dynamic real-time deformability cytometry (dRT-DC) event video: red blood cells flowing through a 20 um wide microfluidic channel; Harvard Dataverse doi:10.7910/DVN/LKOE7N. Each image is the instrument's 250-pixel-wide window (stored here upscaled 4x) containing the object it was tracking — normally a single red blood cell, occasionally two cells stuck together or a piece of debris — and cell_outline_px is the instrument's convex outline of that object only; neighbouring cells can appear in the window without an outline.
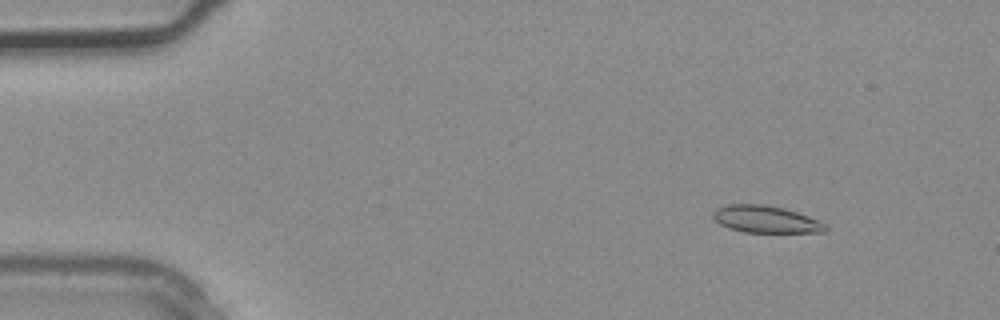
{"species": "common noctule bat (a hibernating species)", "species_latin": "Nyctalus noctula", "temperature_condition": "warm", "stored_images_in_passage": 37, "camera_frame_rate_fps": 3000, "um_per_image_px": 0.085, "animal": {"sex": "male", "body_mass_g": 20.4}, "frame": {"image": 1, "passage_image": 5, "time_ms": 1.333, "image_size_px": [1000, 320], "cell_outline_px": [[828, 228], [824, 232], [744, 232], [728, 228], [720, 224], [712, 216], [712, 212], [716, 208], [724, 204], [764, 204], [784, 208], [820, 220], [828, 224]], "centroid_in_image_um": [65.09, 18.63], "position_along_channel_um": 19.9, "area_um2": 17.92}}
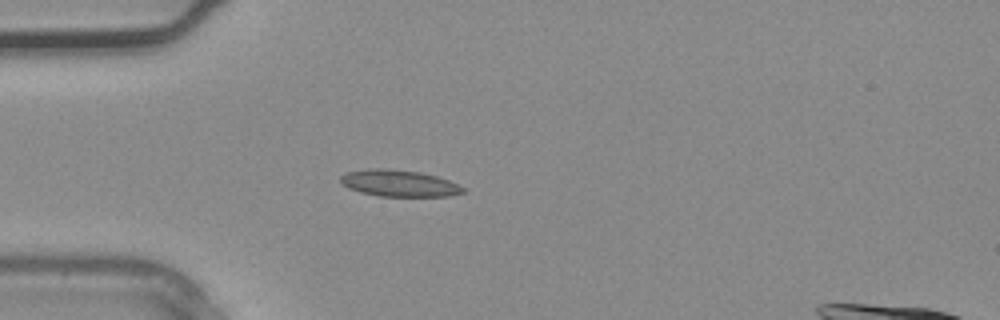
{"frame": {"image": 2, "passage_image": 11, "time_ms": 3.333, "image_size_px": [1000, 320], "cell_outline_px": [[468, 188], [464, 192], [448, 196], [380, 196], [360, 192], [348, 188], [340, 180], [340, 176], [344, 172], [368, 168], [384, 168], [420, 172], [436, 176], [448, 180]], "centroid_in_image_um": [33.92, 15.57], "position_along_channel_um": 51.1, "area_um2": 19.07}}
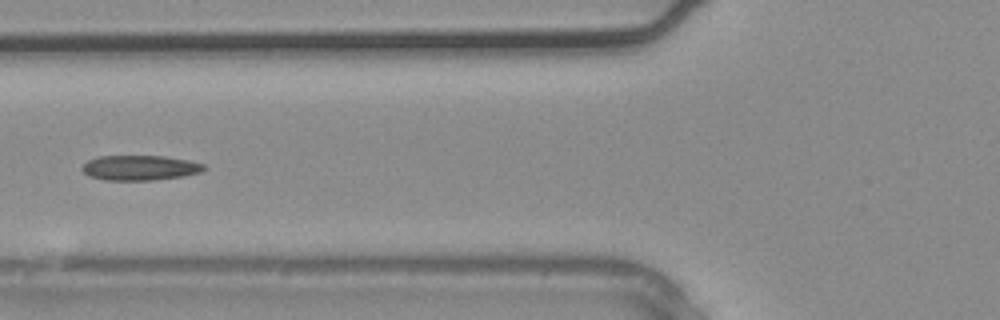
{"frame": {"image": 3, "passage_image": 15, "time_ms": 4.667, "image_size_px": [1000, 320], "cell_outline_px": [[208, 168], [204, 172], [184, 176], [152, 180], [104, 180], [88, 176], [80, 168], [88, 160], [100, 156], [164, 156], [188, 160], [204, 164]], "centroid_in_image_um": [11.93, 14.26], "position_along_channel_um": 113.9, "area_um2": 17.92}}